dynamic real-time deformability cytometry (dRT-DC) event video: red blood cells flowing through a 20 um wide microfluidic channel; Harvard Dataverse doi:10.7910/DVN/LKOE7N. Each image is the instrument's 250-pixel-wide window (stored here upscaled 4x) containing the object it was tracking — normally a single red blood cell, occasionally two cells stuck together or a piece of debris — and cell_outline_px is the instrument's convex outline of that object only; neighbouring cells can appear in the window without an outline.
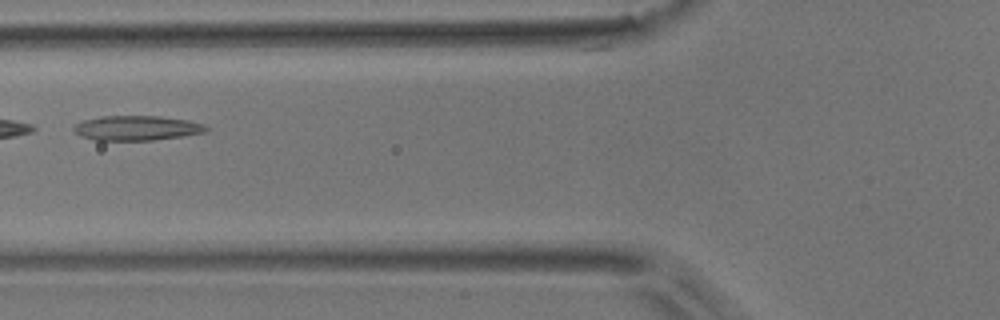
{"species": "common noctule bat (a hibernating species)", "species_latin": "Nyctalus noctula", "temperature_condition": "room temperature", "stored_images_in_passage": 5, "camera_frame_rate_fps": 3000, "um_per_image_px": 0.085, "animal": {"sex": "male", "body_mass_g": 17.9}, "frame": {"image": 1, "passage_image": 5, "time_ms": 1.333, "image_size_px": [1000, 320], "cell_outline_px": [[208, 132], [184, 136], [152, 140], [96, 140], [80, 136], [72, 132], [72, 128], [76, 124], [84, 120], [100, 116], [160, 116], [188, 120], [204, 124], [208, 128]], "centroid_in_image_um": [11.62, 10.88], "position_along_channel_um": 114.2, "area_um2": 19.25}}